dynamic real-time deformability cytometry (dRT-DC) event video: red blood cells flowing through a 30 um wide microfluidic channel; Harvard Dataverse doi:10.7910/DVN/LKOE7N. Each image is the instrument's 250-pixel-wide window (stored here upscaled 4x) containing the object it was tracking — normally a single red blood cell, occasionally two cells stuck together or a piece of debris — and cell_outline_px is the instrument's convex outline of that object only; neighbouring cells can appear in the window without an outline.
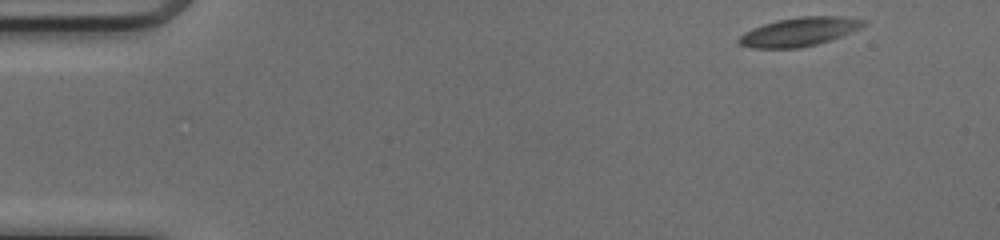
{"species": "common noctule bat (a hibernating species)", "species_latin": "Nyctalus noctula", "temperature_condition": "cold", "stored_images_in_passage": 47, "camera_frame_rate_fps": 3000, "um_per_image_px": 0.085, "animal": {"sex": "female", "body_mass_g": 17.0, "forearm_length_mm": 48.0}, "frame": {"image": 1, "passage_image": 1, "time_ms": 0.0, "image_size_px": [1000, 240], "cell_outline_px": [[868, 20], [860, 28], [832, 40], [800, 48], [752, 48], [740, 44], [736, 40], [744, 32], [752, 28], [776, 20], [800, 16], [840, 16]], "centroid_in_image_um": [67.93, 2.7], "position_along_channel_um": 17.1, "area_um2": 20.92}}
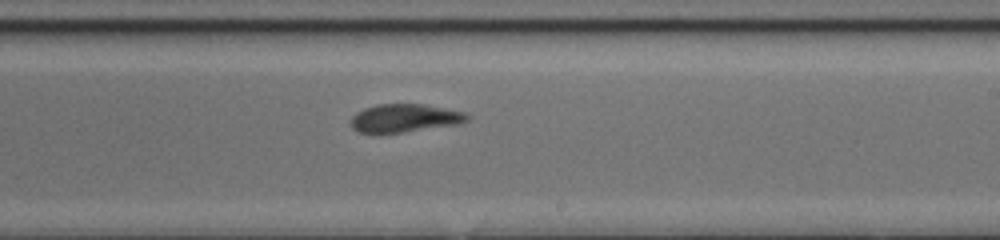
{"frame": {"image": 2, "passage_image": 27, "time_ms": 8.667, "image_size_px": [1000, 240], "cell_outline_px": [[472, 116], [468, 120], [460, 124], [404, 132], [360, 132], [352, 128], [352, 116], [356, 112], [364, 108], [376, 104], [424, 104], [468, 112]], "centroid_in_image_um": [34.48, 10.02], "position_along_channel_um": 254.5, "area_um2": 19.19}}
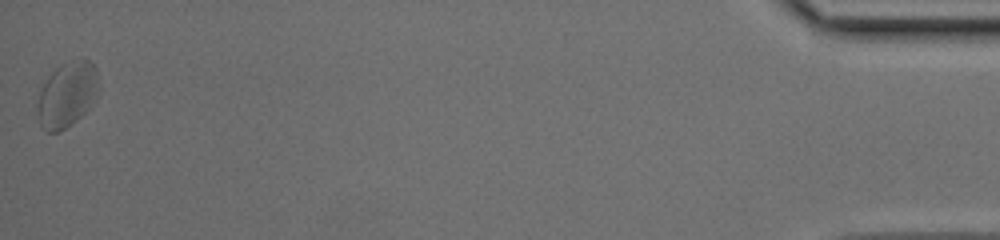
{"frame": {"image": 3, "passage_image": 47, "time_ms": 15.333, "image_size_px": [1000, 240], "cell_outline_px": [[96, 88], [88, 108], [72, 124], [56, 132], [48, 132], [40, 124], [36, 112], [36, 104], [40, 92], [44, 84], [52, 72], [60, 64], [68, 60], [80, 56], [84, 56], [96, 68]], "centroid_in_image_um": [5.65, 8.0], "position_along_channel_um": 429.6, "area_um2": 22.89}, "authors_computed_cell_mechanics": {"area_um2": 20.0566, "velocity_mm_per_s": 4.0849, "shape_relaxation_time_tau1_ms": 7.5985, "shape_relaxation_time_tau2_ms": 3.2108, "deformation_change_tau1": 0.1918, "deformation_change_tau2": 0.1003}}